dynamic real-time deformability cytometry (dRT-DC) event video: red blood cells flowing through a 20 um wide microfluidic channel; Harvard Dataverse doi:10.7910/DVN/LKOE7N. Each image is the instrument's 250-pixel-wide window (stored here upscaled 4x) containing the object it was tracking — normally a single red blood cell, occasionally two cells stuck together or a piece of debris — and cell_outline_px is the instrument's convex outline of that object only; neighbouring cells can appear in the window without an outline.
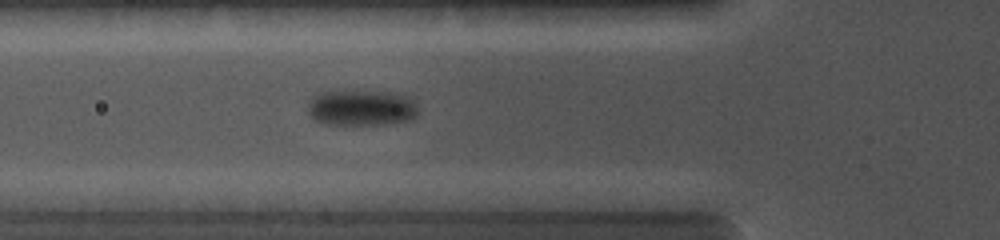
{"species": "common noctule bat (a hibernating species)", "species_latin": "Nyctalus noctula", "temperature_condition": "cold", "stored_images_in_passage": 24, "camera_frame_rate_fps": 5000, "um_per_image_px": 0.085, "animal": {"sex": "female", "body_mass_g": 19.0, "forearm_length_mm": 56.7}, "frame": {"image": 1, "passage_image": 4, "time_ms": 1.0, "image_size_px": [1000, 240], "cell_outline_px": [[416, 116], [408, 120], [388, 124], [320, 124], [312, 120], [308, 112], [308, 104], [312, 96], [320, 92], [344, 88], [392, 92], [416, 100]], "centroid_in_image_um": [30.64, 9.12], "position_along_channel_um": 95.2, "area_um2": 23.99}}
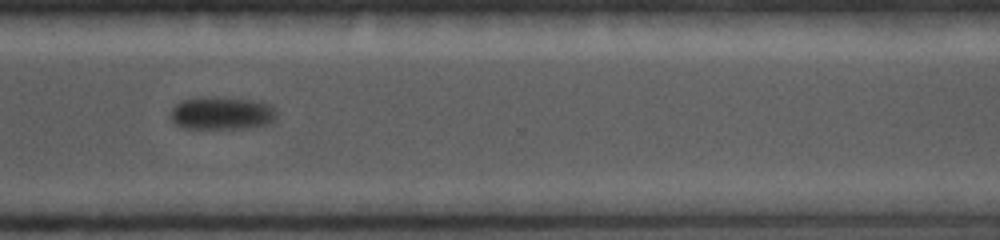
{"frame": {"image": 2, "passage_image": 19, "time_ms": 7.0, "image_size_px": [1000, 240], "cell_outline_px": [[276, 116], [272, 124], [248, 128], [184, 128], [176, 124], [172, 120], [172, 108], [176, 104], [184, 100], [200, 96], [212, 96], [252, 100], [268, 104], [276, 108]], "centroid_in_image_um": [18.89, 9.62], "position_along_channel_um": 351.7, "area_um2": 20.46}}
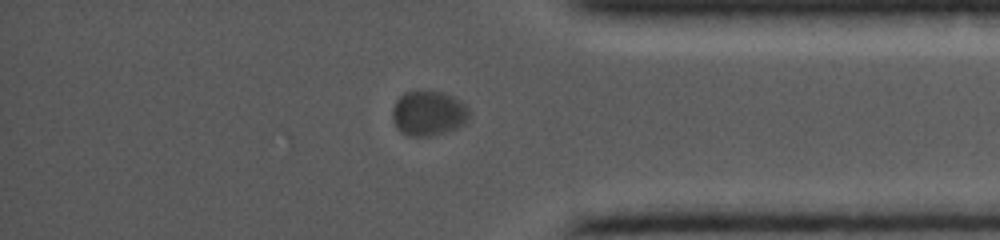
{"frame": {"image": 3, "passage_image": 22, "time_ms": 8.2, "image_size_px": [1000, 240], "cell_outline_px": [[468, 120], [464, 124], [456, 128], [432, 136], [408, 136], [400, 132], [396, 128], [392, 116], [392, 108], [396, 100], [404, 92], [416, 88], [444, 92], [468, 104]], "centroid_in_image_um": [36.4, 9.59], "position_along_channel_um": 398.8, "area_um2": 20.75}}